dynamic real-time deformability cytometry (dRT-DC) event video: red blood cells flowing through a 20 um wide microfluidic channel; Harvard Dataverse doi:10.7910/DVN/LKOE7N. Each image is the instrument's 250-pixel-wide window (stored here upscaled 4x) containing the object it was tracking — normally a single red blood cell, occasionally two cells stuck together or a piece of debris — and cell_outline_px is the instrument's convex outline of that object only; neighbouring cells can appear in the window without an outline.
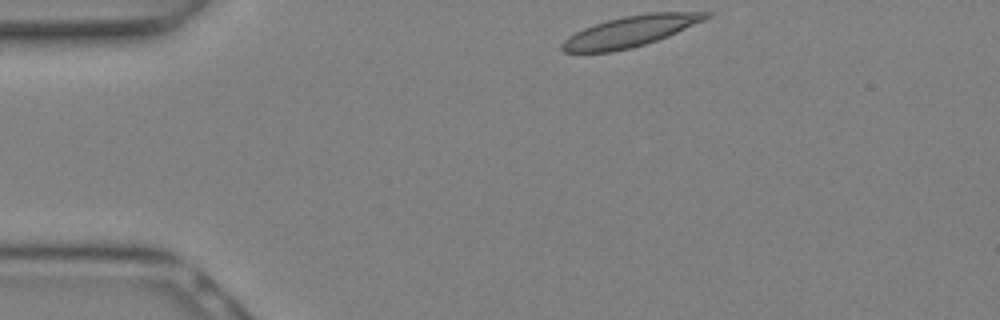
{"species": "Egyptian fruit bat (a non-hibernating species)", "species_latin": "Rousettus aegyptiacus", "temperature_condition": "warm", "stored_images_in_passage": 6, "camera_frame_rate_fps": 3000, "um_per_image_px": 0.085, "animal": {"sex": "female"}, "frame": {"image": 1, "passage_image": 1, "time_ms": 0.0, "image_size_px": [1000, 320], "cell_outline_px": [[712, 16], [704, 20], [668, 36], [632, 48], [612, 52], [564, 52], [560, 48], [560, 44], [568, 36], [584, 28], [608, 20], [624, 16], [652, 12], [712, 12]], "centroid_in_image_um": [53.58, 2.66], "position_along_channel_um": 31.4, "area_um2": 25.66}}
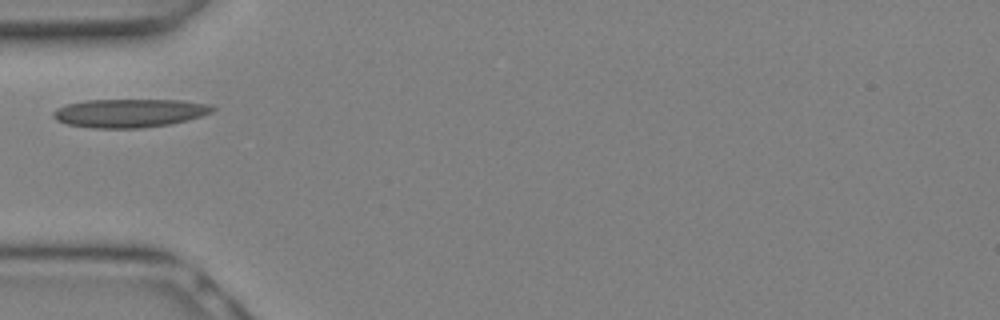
{"frame": {"image": 2, "passage_image": 5, "time_ms": 1.333, "image_size_px": [1000, 320], "cell_outline_px": [[216, 108], [212, 112], [188, 120], [172, 124], [144, 128], [92, 128], [68, 124], [56, 120], [52, 116], [52, 112], [56, 108], [68, 104], [88, 100], [180, 100], [208, 104]], "centroid_in_image_um": [11.0, 9.62], "position_along_channel_um": 74.0, "area_um2": 26.47}}